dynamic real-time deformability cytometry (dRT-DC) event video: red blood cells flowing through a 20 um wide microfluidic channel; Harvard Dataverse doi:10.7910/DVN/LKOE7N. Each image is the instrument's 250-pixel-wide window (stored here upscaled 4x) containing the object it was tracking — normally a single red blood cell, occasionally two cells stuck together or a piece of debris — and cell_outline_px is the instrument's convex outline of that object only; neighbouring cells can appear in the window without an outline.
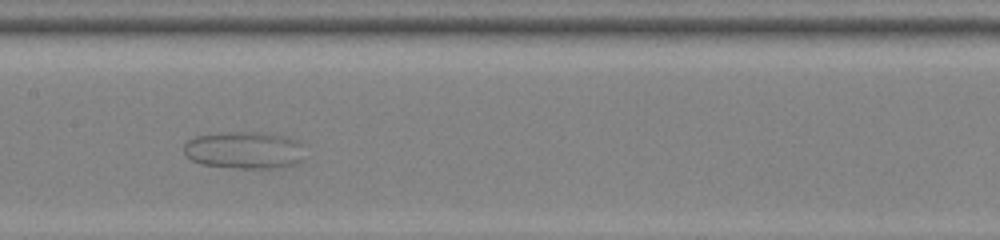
{"species": "common noctule bat (a hibernating species)", "species_latin": "Nyctalus noctula", "temperature_condition": "room temperature", "stored_images_in_passage": 42, "camera_frame_rate_fps": 3000, "um_per_image_px": 0.085, "animal": {"sex": "female", "body_mass_g": 22.0, "forearm_length_mm": 56.7}, "frame": {"image": 1, "passage_image": 18, "time_ms": 5.667, "image_size_px": [1000, 240], "cell_outline_px": [[304, 160], [300, 164], [284, 168], [236, 168], [200, 164], [192, 160], [184, 152], [184, 144], [188, 140], [196, 136], [236, 132], [264, 132], [288, 136], [300, 140]], "centroid_in_image_um": [20.86, 12.77], "position_along_channel_um": 186.5, "area_um2": 26.65}}
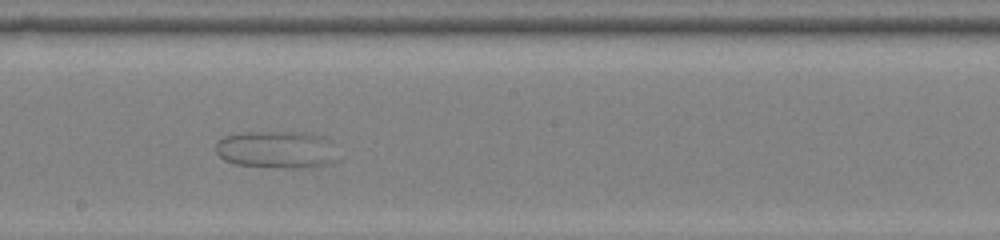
{"frame": {"image": 2, "passage_image": 21, "time_ms": 6.667, "image_size_px": [1000, 240], "cell_outline_px": [[332, 160], [328, 164], [296, 168], [272, 168], [236, 164], [224, 160], [216, 152], [216, 144], [224, 136], [248, 132], [292, 132], [324, 136]], "centroid_in_image_um": [23.34, 12.73], "position_along_channel_um": 224.9, "area_um2": 25.61}}